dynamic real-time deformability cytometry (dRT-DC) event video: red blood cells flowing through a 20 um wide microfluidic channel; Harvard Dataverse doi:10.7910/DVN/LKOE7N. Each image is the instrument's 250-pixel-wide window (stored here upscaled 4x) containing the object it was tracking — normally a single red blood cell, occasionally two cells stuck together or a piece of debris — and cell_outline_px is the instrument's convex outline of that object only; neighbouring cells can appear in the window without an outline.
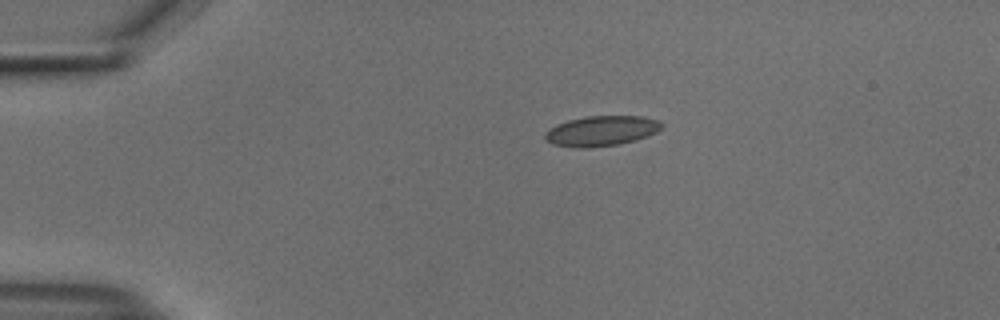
{"species": "common noctule bat (a hibernating species)", "species_latin": "Nyctalus noctula", "temperature_condition": "cold", "stored_images_in_passage": 33, "camera_frame_rate_fps": 3000, "um_per_image_px": 0.085, "animal": {"sex": "male", "body_mass_g": 18.8}, "frame": {"image": 1, "passage_image": 1, "time_ms": 0.0, "image_size_px": [1000, 320], "cell_outline_px": [[664, 124], [656, 132], [648, 136], [636, 140], [620, 144], [588, 148], [576, 148], [552, 144], [544, 136], [544, 132], [548, 128], [556, 124], [568, 120], [584, 116], [644, 116], [660, 120]], "centroid_in_image_um": [51.12, 11.12], "position_along_channel_um": 33.9, "area_um2": 20.81}}
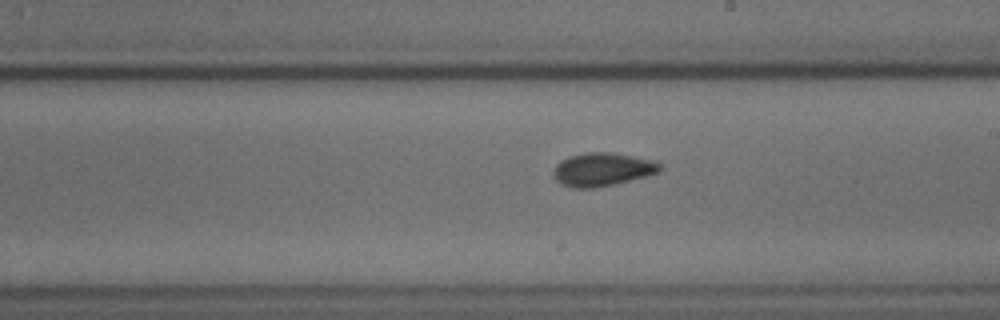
{"frame": {"image": 2, "passage_image": 21, "time_ms": 6.667, "image_size_px": [1000, 320], "cell_outline_px": [[660, 172], [648, 176], [616, 184], [592, 188], [572, 188], [560, 184], [552, 176], [552, 172], [556, 164], [560, 160], [568, 156], [584, 152], [608, 152], [656, 160], [660, 164]], "centroid_in_image_um": [51.17, 14.4], "position_along_channel_um": 237.8, "area_um2": 21.04}}
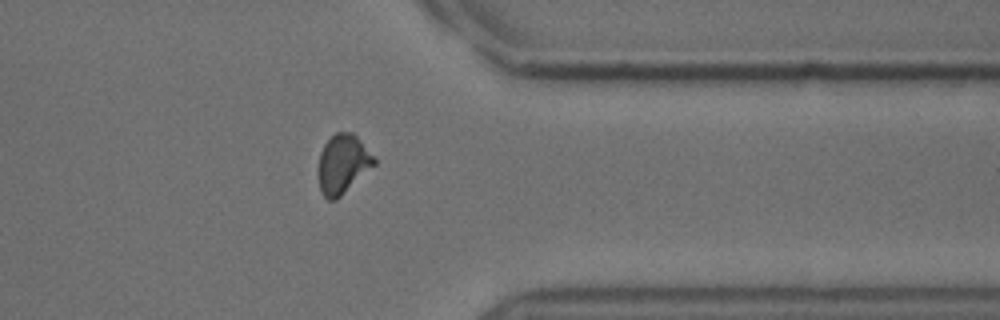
{"frame": {"image": 3, "passage_image": 33, "time_ms": 10.667, "image_size_px": [1000, 320], "cell_outline_px": [[376, 164], [336, 200], [328, 200], [320, 192], [320, 152], [324, 144], [336, 132], [352, 132], [376, 156]], "centroid_in_image_um": [29.18, 13.93], "position_along_channel_um": 382.2, "area_um2": 19.02}, "authors_computed_cell_mechanics": {"area_um2": 19.7676, "velocity_mm_per_s": 3.7831, "shape_relaxation_time_tau1_ms": 4.0319, "shape_relaxation_time_tau2_ms": 1.4088, "deformation_change_tau1": 0.0889, "deformation_change_tau2": 0.0413}}